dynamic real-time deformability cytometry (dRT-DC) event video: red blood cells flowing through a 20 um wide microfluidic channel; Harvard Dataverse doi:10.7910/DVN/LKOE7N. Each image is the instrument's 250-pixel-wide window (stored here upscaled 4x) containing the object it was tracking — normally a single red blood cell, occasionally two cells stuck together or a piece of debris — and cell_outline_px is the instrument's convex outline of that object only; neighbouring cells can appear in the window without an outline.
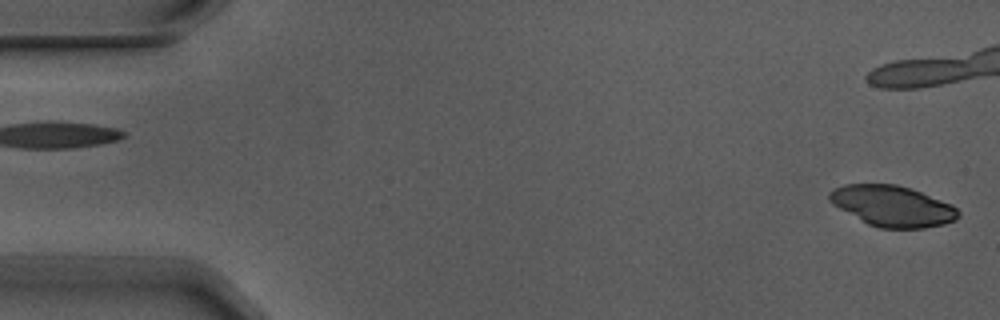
{"species": "Egyptian fruit bat (a non-hibernating species)", "species_latin": "Rousettus aegyptiacus", "temperature_condition": "warm", "stored_images_in_passage": 5, "segment_of_instrument_passage": [2, 2], "camera_frame_rate_fps": 3000, "um_per_image_px": 0.085, "animal": {"sex": "male"}, "frame": {"image": 1, "passage_image": 5, "time_ms": 1.333, "image_size_px": [1000, 320], "cell_outline_px": [[960, 216], [956, 220], [944, 224], [924, 228], [880, 228], [868, 224], [832, 204], [828, 200], [828, 192], [832, 188], [844, 184], [896, 184], [912, 188], [952, 204], [960, 212]], "centroid_in_image_um": [75.86, 17.5], "position_along_channel_um": 9.1, "area_um2": 30.87}}